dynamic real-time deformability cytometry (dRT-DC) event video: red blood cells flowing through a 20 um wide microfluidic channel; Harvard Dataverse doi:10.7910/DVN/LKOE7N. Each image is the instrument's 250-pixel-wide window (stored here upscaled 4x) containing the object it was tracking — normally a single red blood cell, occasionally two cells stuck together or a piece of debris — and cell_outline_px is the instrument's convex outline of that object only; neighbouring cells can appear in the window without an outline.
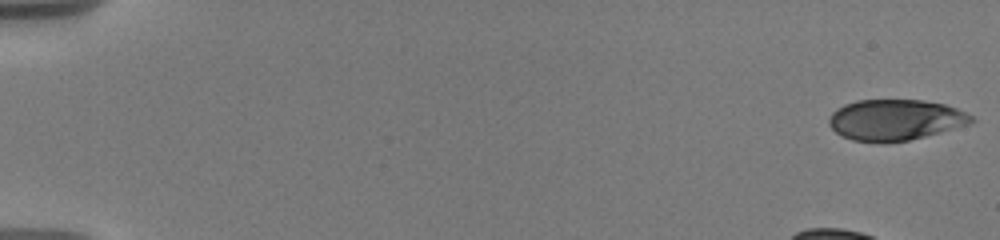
{"species": "human", "species_latin": "Homo sapiens", "temperature_condition": "warm", "stored_images_in_passage": 40, "camera_frame_rate_fps": 3000, "um_per_image_px": 0.085, "donor": {"sex": "male"}, "frame": {"image": 1, "passage_image": 1, "time_ms": 0.0, "image_size_px": [1000, 240], "cell_outline_px": [[976, 120], [968, 124], [924, 136], [908, 140], [852, 140], [836, 132], [828, 124], [828, 120], [832, 112], [836, 108], [844, 104], [856, 100], [924, 100], [944, 104], [956, 108], [972, 116]], "centroid_in_image_um": [76.08, 10.15], "position_along_channel_um": 8.9, "area_um2": 33.18}}